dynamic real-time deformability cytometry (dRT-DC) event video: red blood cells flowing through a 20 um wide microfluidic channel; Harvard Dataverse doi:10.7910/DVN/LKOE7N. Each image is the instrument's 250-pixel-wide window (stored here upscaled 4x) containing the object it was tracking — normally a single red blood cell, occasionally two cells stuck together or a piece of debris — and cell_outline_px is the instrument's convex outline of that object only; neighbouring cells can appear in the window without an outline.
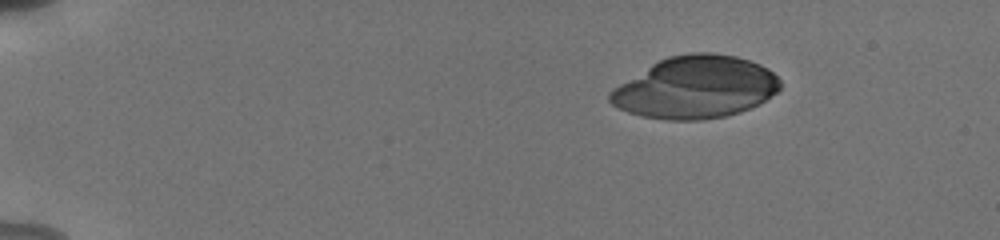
{"species": "human", "species_latin": "Homo sapiens", "temperature_condition": "cold", "stored_images_in_passage": 70, "camera_frame_rate_fps": 3000, "um_per_image_px": 0.085, "donor": {"sex": "male"}, "frame": {"image": 1, "passage_image": 1, "time_ms": 0.0, "image_size_px": [1000, 240], "cell_outline_px": [[780, 88], [776, 92], [764, 100], [740, 112], [724, 116], [704, 120], [668, 120], [644, 116], [628, 112], [612, 104], [608, 100], [608, 92], [612, 88], [652, 64], [668, 56], [688, 52], [712, 52], [736, 56], [760, 64], [768, 68], [780, 80]], "centroid_in_image_um": [59.1, 7.41], "position_along_channel_um": 25.9, "area_um2": 61.5}}